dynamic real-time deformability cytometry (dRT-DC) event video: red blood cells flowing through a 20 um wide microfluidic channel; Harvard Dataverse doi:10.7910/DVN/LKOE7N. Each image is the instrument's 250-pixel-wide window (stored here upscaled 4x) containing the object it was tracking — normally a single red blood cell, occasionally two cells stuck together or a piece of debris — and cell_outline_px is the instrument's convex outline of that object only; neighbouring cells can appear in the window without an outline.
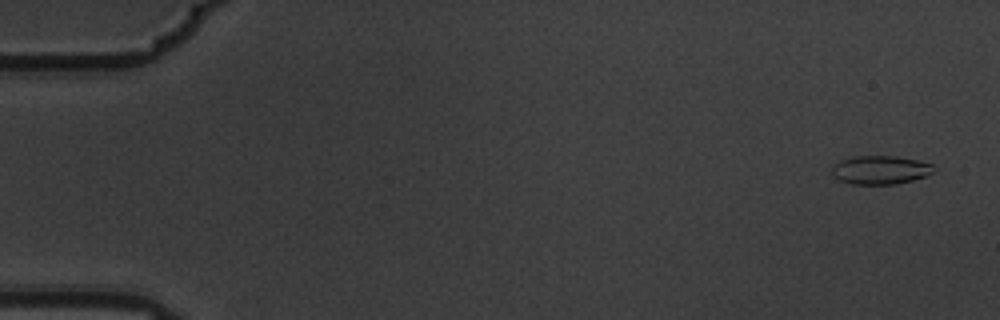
{"species": "common noctule bat (a hibernating species)", "species_latin": "Nyctalus noctula", "temperature_condition": "warm", "stored_images_in_passage": 10, "camera_frame_rate_fps": 3000, "um_per_image_px": 0.085, "animal": {"sex": "male", "body_mass_g": 19.5, "forearm_length_mm": 54.6}, "frame": {"image": 1, "passage_image": 1, "time_ms": 0.0, "image_size_px": [1000, 320], "cell_outline_px": [[936, 168], [932, 172], [924, 176], [912, 180], [896, 184], [852, 184], [840, 180], [832, 176], [832, 164], [840, 160], [852, 156], [896, 156], [916, 160], [932, 164]], "centroid_in_image_um": [74.78, 14.44], "position_along_channel_um": 10.2, "area_um2": 16.99}}
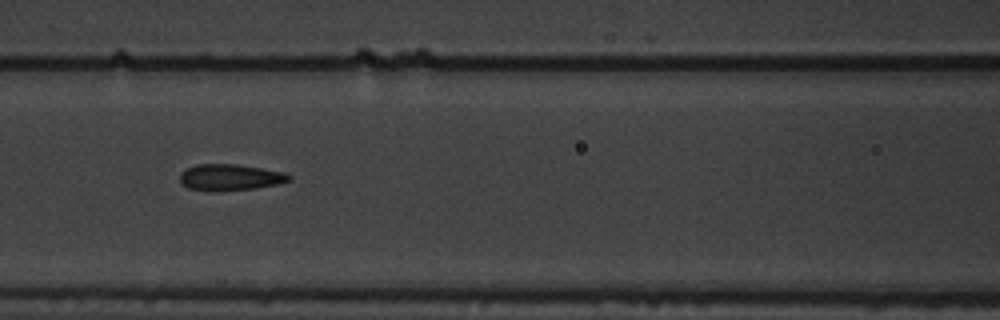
{"frame": {"image": 2, "passage_image": 7, "time_ms": 2.0, "image_size_px": [1000, 320], "cell_outline_px": [[292, 180], [276, 184], [256, 188], [216, 192], [212, 192], [188, 188], [180, 180], [180, 172], [196, 164], [236, 164], [284, 172], [292, 176]], "centroid_in_image_um": [19.56, 15.08], "position_along_channel_um": 147.0, "area_um2": 16.82}}
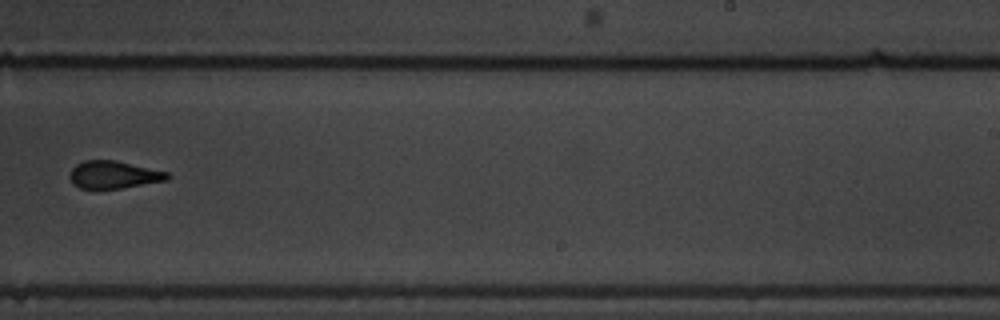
{"frame": {"image": 3, "passage_image": 10, "time_ms": 3.0, "image_size_px": [1000, 320], "cell_outline_px": [[172, 176], [168, 180], [96, 192], [80, 188], [72, 184], [68, 176], [72, 168], [76, 164], [84, 160], [116, 160], [168, 172]], "centroid_in_image_um": [9.61, 14.89], "position_along_channel_um": 279.4, "area_um2": 16.3}}